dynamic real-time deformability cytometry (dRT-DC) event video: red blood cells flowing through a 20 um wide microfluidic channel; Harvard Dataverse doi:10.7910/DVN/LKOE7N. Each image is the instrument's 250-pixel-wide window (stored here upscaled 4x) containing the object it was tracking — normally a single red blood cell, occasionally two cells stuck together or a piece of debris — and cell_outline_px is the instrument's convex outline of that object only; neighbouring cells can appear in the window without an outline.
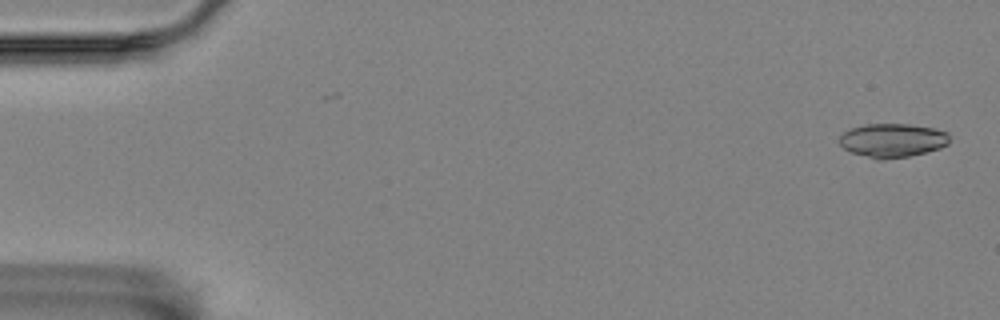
{"species": "Egyptian fruit bat (a non-hibernating species)", "species_latin": "Rousettus aegyptiacus", "temperature_condition": "room temperature", "stored_images_in_passage": 6, "camera_frame_rate_fps": 3000, "um_per_image_px": 0.085, "animal": {"sex": "female"}, "frame": {"image": 1, "passage_image": 1, "time_ms": 0.0, "image_size_px": [1000, 320], "cell_outline_px": [[948, 144], [940, 148], [908, 156], [884, 160], [876, 160], [852, 152], [844, 148], [840, 144], [840, 136], [844, 132], [852, 128], [864, 124], [908, 124], [932, 128], [948, 132]], "centroid_in_image_um": [75.84, 11.93], "position_along_channel_um": 9.2, "area_um2": 21.56}}
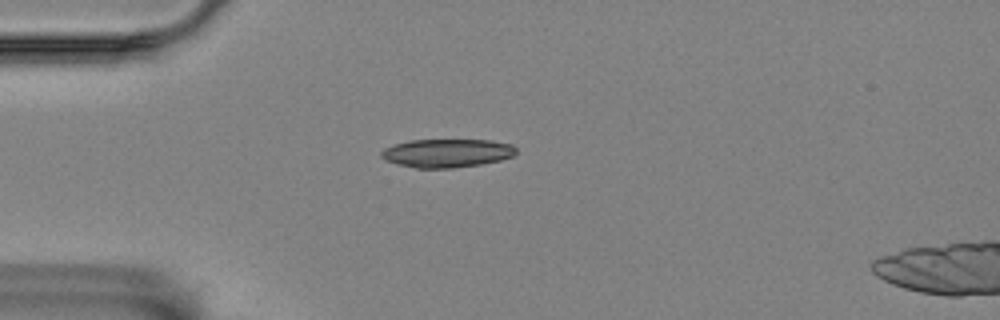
{"frame": {"image": 2, "passage_image": 4, "time_ms": 1.0, "image_size_px": [1000, 320], "cell_outline_px": [[516, 152], [512, 156], [500, 160], [480, 164], [452, 168], [416, 168], [396, 164], [380, 156], [380, 152], [384, 148], [396, 144], [412, 140], [492, 140], [512, 144], [516, 148]], "centroid_in_image_um": [38.0, 13.01], "position_along_channel_um": 47.0, "area_um2": 22.25}}
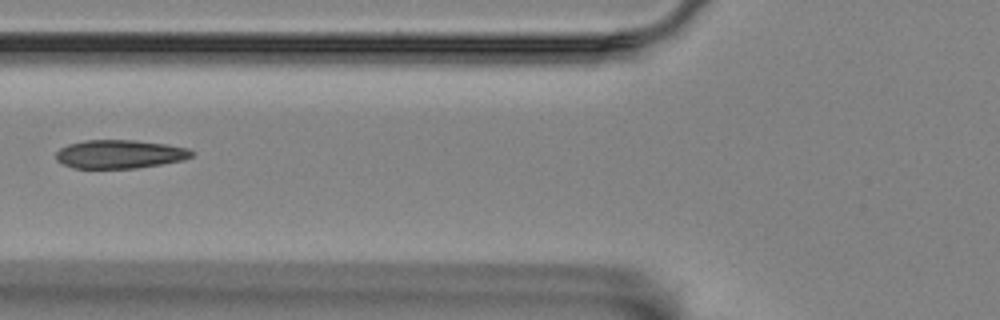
{"frame": {"image": 3, "passage_image": 6, "time_ms": 1.667, "image_size_px": [1000, 320], "cell_outline_px": [[196, 152], [192, 156], [184, 160], [136, 168], [76, 168], [64, 164], [56, 160], [56, 152], [60, 148], [68, 144], [84, 140], [136, 140], [164, 144], [188, 148]], "centroid_in_image_um": [10.19, 13.09], "position_along_channel_um": 115.6, "area_um2": 22.54}}